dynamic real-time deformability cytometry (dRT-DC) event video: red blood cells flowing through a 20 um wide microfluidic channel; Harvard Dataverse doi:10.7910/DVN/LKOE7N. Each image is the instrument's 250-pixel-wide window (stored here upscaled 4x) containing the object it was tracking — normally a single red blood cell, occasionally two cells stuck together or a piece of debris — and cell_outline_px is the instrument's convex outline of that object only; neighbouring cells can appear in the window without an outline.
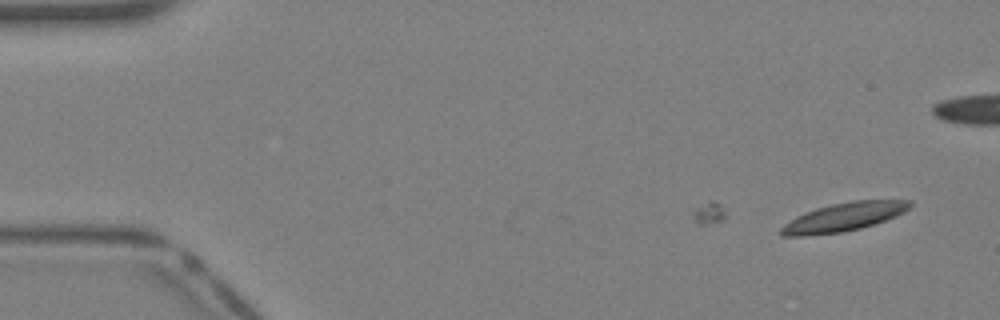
{"species": "Egyptian fruit bat (a non-hibernating species)", "species_latin": "Rousettus aegyptiacus", "temperature_condition": "warm", "stored_images_in_passage": 9, "camera_frame_rate_fps": 3000, "um_per_image_px": 0.085, "animal": {"sex": "female"}, "frame": {"image": 1, "passage_image": 1, "time_ms": 0.0, "image_size_px": [1000, 320], "cell_outline_px": [[912, 204], [904, 212], [896, 216], [876, 224], [844, 232], [804, 236], [780, 236], [780, 228], [784, 224], [796, 216], [804, 212], [816, 208], [832, 204], [852, 200], [912, 200]], "centroid_in_image_um": [71.7, 18.45], "position_along_channel_um": 13.3, "area_um2": 21.56}}